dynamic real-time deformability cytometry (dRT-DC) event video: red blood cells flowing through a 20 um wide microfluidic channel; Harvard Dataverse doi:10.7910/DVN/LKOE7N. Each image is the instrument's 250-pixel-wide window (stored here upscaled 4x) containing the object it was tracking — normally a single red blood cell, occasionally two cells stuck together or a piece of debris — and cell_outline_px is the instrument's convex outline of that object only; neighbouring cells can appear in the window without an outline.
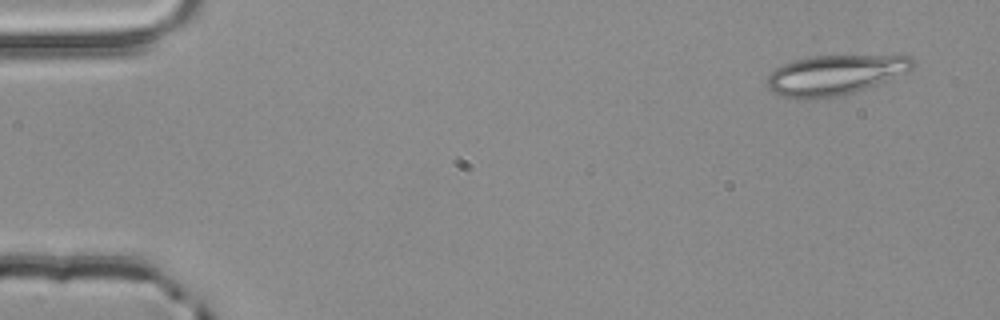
{"species": "common noctule bat (a hibernating species)", "species_latin": "Nyctalus noctula", "temperature_condition": "room temperature", "stored_images_in_passage": 5, "camera_frame_rate_fps": 3000, "um_per_image_px": 0.085, "animal": {"sex": "male", "body_mass_g": 20.4}, "frame": {"image": 1, "passage_image": 1, "time_ms": 0.0, "image_size_px": [1000, 320], "cell_outline_px": [[916, 64], [908, 72], [856, 92], [844, 96], [816, 100], [796, 100], [772, 92], [764, 84], [768, 76], [776, 68], [792, 60], [812, 56], [912, 56], [916, 60]], "centroid_in_image_um": [70.94, 6.4], "position_along_channel_um": 14.1, "area_um2": 34.51}}
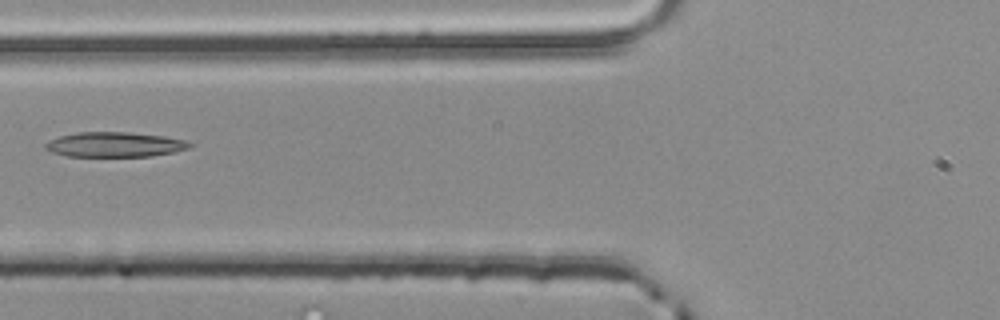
{"frame": {"image": 2, "passage_image": 5, "time_ms": 1.333, "image_size_px": [1000, 320], "cell_outline_px": [[192, 144], [188, 148], [176, 152], [152, 156], [68, 156], [52, 152], [44, 148], [44, 144], [48, 140], [60, 136], [76, 132], [128, 132], [164, 136], [184, 140]], "centroid_in_image_um": [9.73, 12.28], "position_along_channel_um": 116.1, "area_um2": 20.92}}